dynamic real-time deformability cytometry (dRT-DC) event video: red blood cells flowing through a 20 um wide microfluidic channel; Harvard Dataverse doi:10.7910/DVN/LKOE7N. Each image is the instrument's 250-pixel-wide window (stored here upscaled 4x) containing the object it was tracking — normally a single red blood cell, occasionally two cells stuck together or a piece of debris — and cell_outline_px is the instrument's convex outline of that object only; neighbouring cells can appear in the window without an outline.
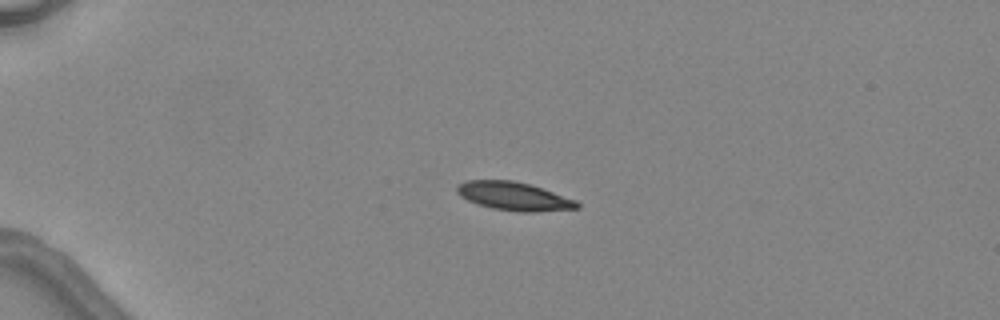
{"species": "common noctule bat (a hibernating species)", "species_latin": "Nyctalus noctula", "temperature_condition": "warm", "stored_images_in_passage": 2, "camera_frame_rate_fps": 3000, "um_per_image_px": 0.085, "animal": {"sex": "female", "body_mass_g": 24.6, "forearm_length_mm": 56.2}, "frame": {"image": 1, "passage_image": 1, "time_ms": 0.0, "image_size_px": [1000, 320], "cell_outline_px": [[580, 208], [536, 212], [516, 212], [492, 208], [468, 200], [460, 196], [456, 192], [456, 188], [460, 184], [468, 180], [512, 180], [532, 184], [576, 200], [580, 204]], "centroid_in_image_um": [43.72, 16.68], "position_along_channel_um": 41.3, "area_um2": 19.94}}